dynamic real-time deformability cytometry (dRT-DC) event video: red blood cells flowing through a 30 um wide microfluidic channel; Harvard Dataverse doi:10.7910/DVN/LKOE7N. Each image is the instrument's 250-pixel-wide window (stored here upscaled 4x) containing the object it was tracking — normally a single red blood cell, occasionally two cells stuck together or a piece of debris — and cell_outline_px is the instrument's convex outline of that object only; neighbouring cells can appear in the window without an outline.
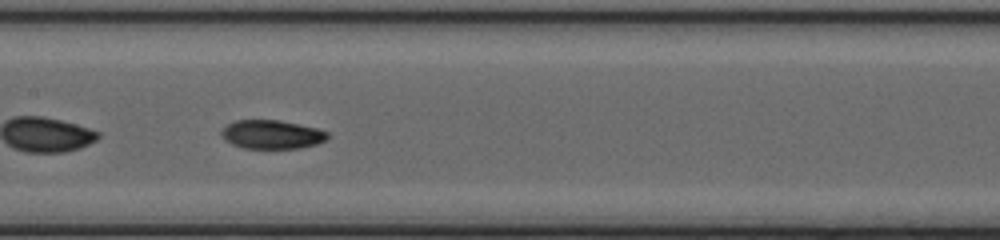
{"species": "common noctule bat (a hibernating species)", "species_latin": "Nyctalus noctula", "temperature_condition": "cold", "stored_images_in_passage": 50, "camera_frame_rate_fps": 3000, "um_per_image_px": 0.085, "animal": {"sex": "female", "body_mass_g": 20.0, "forearm_length_mm": 54.0}, "frame": {"image": 1, "passage_image": 26, "time_ms": 8.333, "image_size_px": [1000, 240], "cell_outline_px": [[328, 136], [324, 140], [316, 144], [300, 148], [244, 148], [232, 144], [224, 140], [220, 132], [228, 124], [236, 120], [280, 120], [316, 128], [328, 132]], "centroid_in_image_um": [23.08, 11.43], "position_along_channel_um": 184.3, "area_um2": 17.63}}
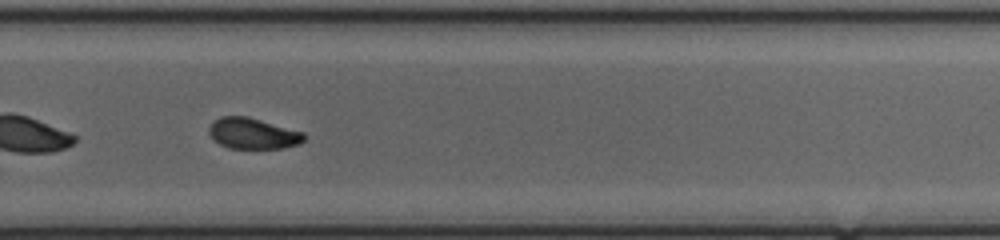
{"frame": {"image": 2, "passage_image": 35, "time_ms": 11.333, "image_size_px": [1000, 240], "cell_outline_px": [[308, 136], [300, 144], [284, 148], [228, 148], [212, 140], [208, 132], [208, 128], [220, 116], [248, 116], [304, 132]], "centroid_in_image_um": [21.52, 11.35], "position_along_channel_um": 308.3, "area_um2": 17.34}}
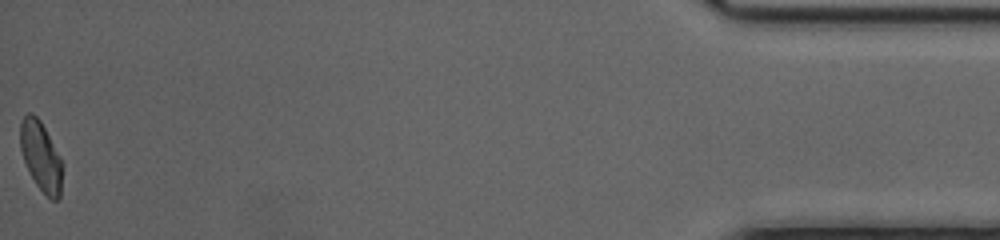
{"frame": {"image": 3, "passage_image": 50, "time_ms": 16.333, "image_size_px": [1000, 240], "cell_outline_px": [[60, 196], [56, 200], [52, 200], [36, 184], [24, 160], [20, 148], [20, 124], [24, 116], [28, 112], [32, 112], [40, 120], [60, 156]], "centroid_in_image_um": [3.44, 13.22], "position_along_channel_um": 431.8, "area_um2": 16.42}, "authors_computed_cell_mechanics": {"area_um2": 18.0047, "velocity_mm_per_s": 4.1582, "shape_relaxation_time_tau1_ms": 4.0396, "shape_relaxation_time_tau2_ms": 2.3781, "deformation_change_tau1": 0.1622, "deformation_change_tau2": 0.0672}}